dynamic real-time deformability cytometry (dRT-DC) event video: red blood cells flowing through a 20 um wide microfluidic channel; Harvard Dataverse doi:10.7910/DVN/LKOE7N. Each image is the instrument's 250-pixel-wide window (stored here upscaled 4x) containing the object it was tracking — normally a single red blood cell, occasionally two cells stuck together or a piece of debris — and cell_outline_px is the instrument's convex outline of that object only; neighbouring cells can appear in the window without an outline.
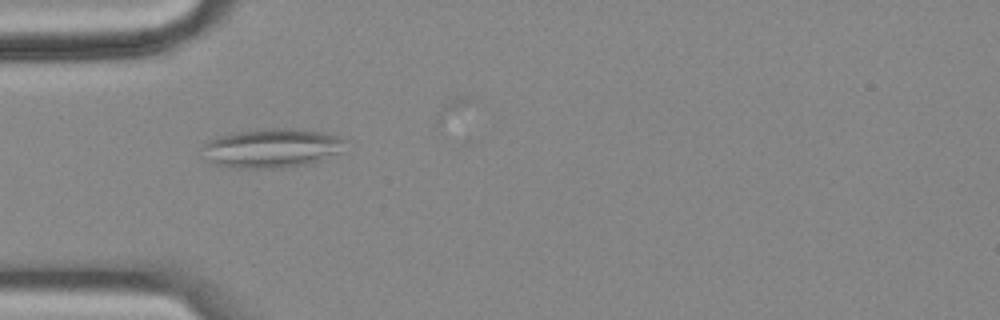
{"species": "common noctule bat (a hibernating species)", "species_latin": "Nyctalus noctula", "temperature_condition": "cold", "stored_images_in_passage": 7, "camera_frame_rate_fps": 3000, "um_per_image_px": 0.085, "animal": {"sex": "female", "body_mass_g": 18.4}, "frame": {"image": 1, "passage_image": 1, "time_ms": 0.0, "image_size_px": [1000, 320], "cell_outline_px": [[348, 140], [340, 152], [308, 164], [284, 168], [232, 168], [216, 164], [204, 160], [204, 144], [208, 140], [220, 136], [240, 132], [264, 128], [296, 128], [320, 132], [340, 136]], "centroid_in_image_um": [23.11, 12.59], "position_along_channel_um": 61.9, "area_um2": 32.66}}